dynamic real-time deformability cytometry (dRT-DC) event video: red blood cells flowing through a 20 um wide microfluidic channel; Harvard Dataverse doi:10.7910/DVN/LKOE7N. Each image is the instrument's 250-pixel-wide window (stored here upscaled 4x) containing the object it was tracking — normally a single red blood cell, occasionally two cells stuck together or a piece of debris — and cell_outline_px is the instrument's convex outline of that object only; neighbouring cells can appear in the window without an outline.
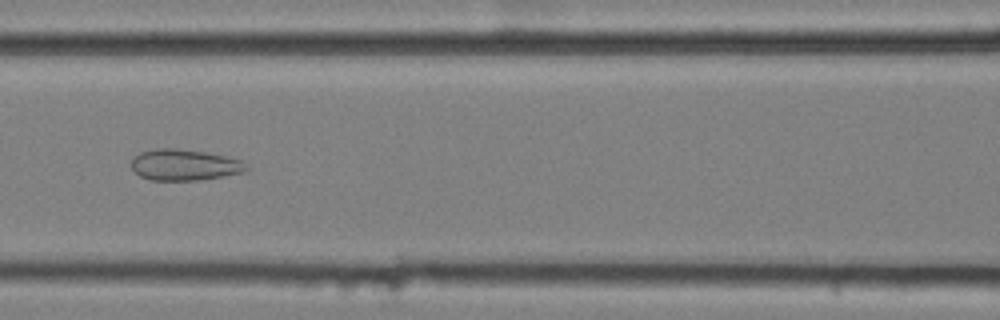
{"species": "common noctule bat (a hibernating species)", "species_latin": "Nyctalus noctula", "temperature_condition": "cold", "stored_images_in_passage": 55, "camera_frame_rate_fps": 3000, "um_per_image_px": 0.085, "animal": {"sex": "female", "body_mass_g": 25.1}, "frame": {"image": 1, "passage_image": 26, "time_ms": 8.333, "image_size_px": [1000, 320], "cell_outline_px": [[248, 168], [244, 172], [224, 176], [200, 180], [152, 180], [140, 176], [128, 164], [132, 156], [140, 152], [156, 148], [176, 148], [204, 152], [224, 156], [240, 160]], "centroid_in_image_um": [15.6, 14.01], "position_along_channel_um": 151.0, "area_um2": 20.92}}
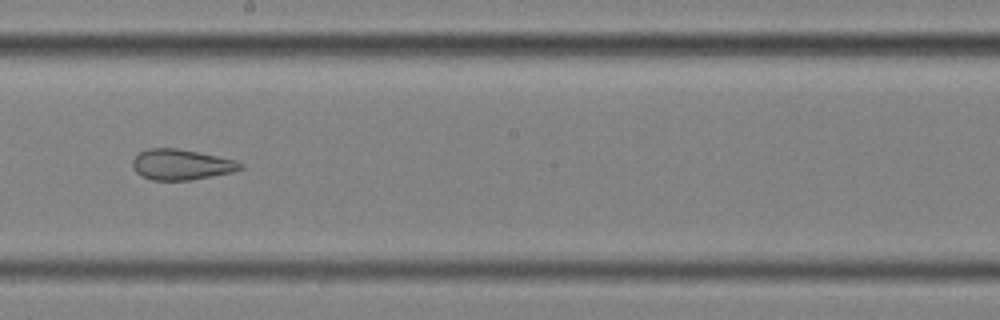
{"frame": {"image": 2, "passage_image": 33, "time_ms": 10.667, "image_size_px": [1000, 320], "cell_outline_px": [[244, 168], [232, 172], [192, 180], [152, 180], [140, 176], [136, 172], [132, 164], [132, 160], [140, 152], [148, 148], [176, 148], [236, 160], [244, 164]], "centroid_in_image_um": [15.41, 14.0], "position_along_channel_um": 232.8, "area_um2": 19.19}}
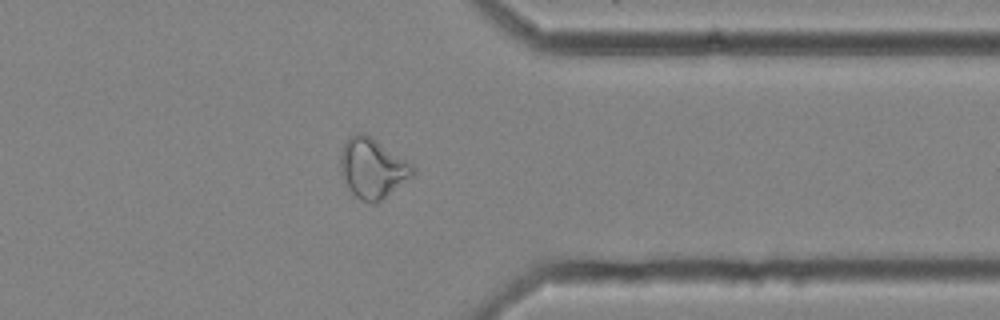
{"frame": {"image": 3, "passage_image": 46, "time_ms": 15.0, "image_size_px": [1000, 320], "cell_outline_px": [[416, 172], [412, 176], [376, 204], [372, 204], [360, 200], [348, 188], [340, 172], [340, 156], [344, 144], [348, 136], [356, 132], [364, 132], [372, 136], [412, 164], [416, 168]], "centroid_in_image_um": [31.65, 14.28], "position_along_channel_um": 379.8, "area_um2": 25.43}}